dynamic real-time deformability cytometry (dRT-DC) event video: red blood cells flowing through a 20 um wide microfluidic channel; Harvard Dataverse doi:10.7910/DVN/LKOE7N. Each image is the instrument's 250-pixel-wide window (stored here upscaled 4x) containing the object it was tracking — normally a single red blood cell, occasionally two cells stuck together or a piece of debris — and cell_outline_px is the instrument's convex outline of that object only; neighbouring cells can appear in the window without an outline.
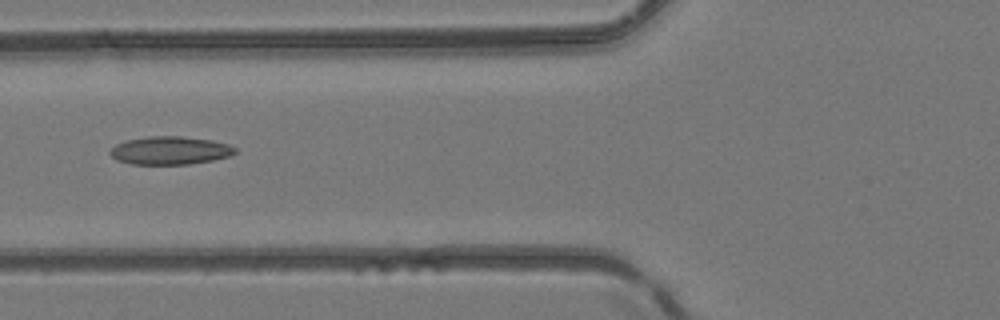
{"species": "common noctule bat (a hibernating species)", "species_latin": "Nyctalus noctula", "temperature_condition": "room temperature", "stored_images_in_passage": 6, "camera_frame_rate_fps": 3000, "um_per_image_px": 0.085, "animal": {"sex": "female", "body_mass_g": 24.6, "forearm_length_mm": 56.2}, "frame": {"image": 1, "passage_image": 5, "time_ms": 5.667, "image_size_px": [1000, 320], "cell_outline_px": [[236, 152], [232, 156], [212, 160], [188, 164], [132, 164], [116, 160], [108, 152], [116, 144], [128, 140], [148, 136], [184, 136], [212, 140], [228, 144], [236, 148]], "centroid_in_image_um": [14.47, 12.79], "position_along_channel_um": 111.3, "area_um2": 20.52}}
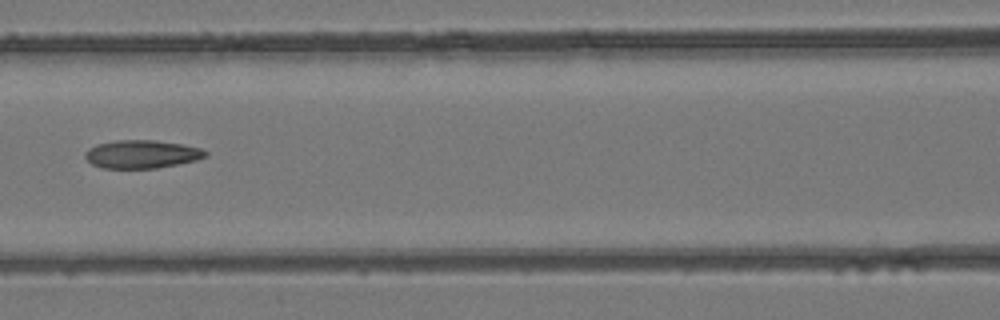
{"frame": {"image": 2, "passage_image": 6, "time_ms": 6.667, "image_size_px": [1000, 320], "cell_outline_px": [[208, 156], [196, 160], [156, 168], [104, 168], [92, 164], [84, 156], [84, 152], [88, 148], [96, 144], [116, 140], [156, 140], [180, 144], [200, 148], [208, 152]], "centroid_in_image_um": [12.03, 13.1], "position_along_channel_um": 154.6, "area_um2": 19.71}}